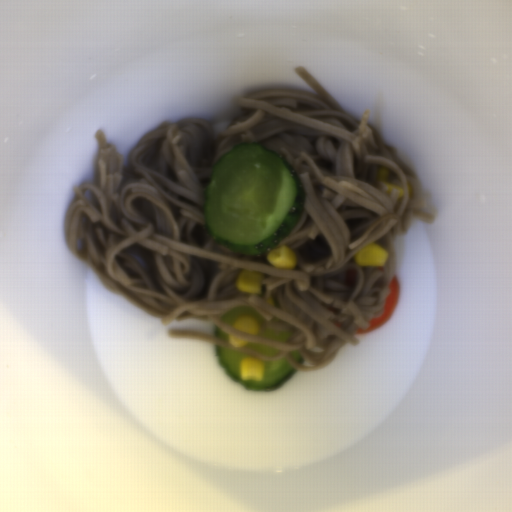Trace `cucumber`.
Segmentation results:
<instances>
[{"mask_svg":"<svg viewBox=\"0 0 512 512\" xmlns=\"http://www.w3.org/2000/svg\"><path fill=\"white\" fill-rule=\"evenodd\" d=\"M254 335H258L261 337H265L271 340H275L278 342H285L288 340L293 334L292 332H286L275 329H266L265 332H256Z\"/></svg>","mask_w":512,"mask_h":512,"instance_id":"734fbe4a","label":"cucumber"},{"mask_svg":"<svg viewBox=\"0 0 512 512\" xmlns=\"http://www.w3.org/2000/svg\"><path fill=\"white\" fill-rule=\"evenodd\" d=\"M229 335L230 334H228L227 332H225L224 330L219 328L217 325L214 326V328H213V336L214 337H218V338H221V339H224V340H227L230 342Z\"/></svg>","mask_w":512,"mask_h":512,"instance_id":"9523449b","label":"cucumber"},{"mask_svg":"<svg viewBox=\"0 0 512 512\" xmlns=\"http://www.w3.org/2000/svg\"><path fill=\"white\" fill-rule=\"evenodd\" d=\"M293 359L298 363V364H304L305 360L303 359V357L301 356L300 352L299 351H293V352H290Z\"/></svg>","mask_w":512,"mask_h":512,"instance_id":"570f5f39","label":"cucumber"},{"mask_svg":"<svg viewBox=\"0 0 512 512\" xmlns=\"http://www.w3.org/2000/svg\"><path fill=\"white\" fill-rule=\"evenodd\" d=\"M305 203V188L288 160L251 141L215 162L202 216L211 239L220 245L264 256L296 227Z\"/></svg>","mask_w":512,"mask_h":512,"instance_id":"8b760119","label":"cucumber"},{"mask_svg":"<svg viewBox=\"0 0 512 512\" xmlns=\"http://www.w3.org/2000/svg\"><path fill=\"white\" fill-rule=\"evenodd\" d=\"M250 352L262 355L264 357H274L278 354H281V351L275 348H271L262 344H258L252 341H248L244 346Z\"/></svg>","mask_w":512,"mask_h":512,"instance_id":"2a18db57","label":"cucumber"},{"mask_svg":"<svg viewBox=\"0 0 512 512\" xmlns=\"http://www.w3.org/2000/svg\"><path fill=\"white\" fill-rule=\"evenodd\" d=\"M241 316H249L256 320L258 328L265 322L264 317L261 313H259L252 306H240L235 307L231 311L221 316V320L226 322L227 324L233 326L234 322L238 317Z\"/></svg>","mask_w":512,"mask_h":512,"instance_id":"888e309b","label":"cucumber"},{"mask_svg":"<svg viewBox=\"0 0 512 512\" xmlns=\"http://www.w3.org/2000/svg\"><path fill=\"white\" fill-rule=\"evenodd\" d=\"M215 356L234 383H239L247 391L270 392L280 388L296 372L284 358L274 360H262L264 371L262 380H241L240 363L251 355L243 351H233L220 345L214 344Z\"/></svg>","mask_w":512,"mask_h":512,"instance_id":"586b57bf","label":"cucumber"}]
</instances>
